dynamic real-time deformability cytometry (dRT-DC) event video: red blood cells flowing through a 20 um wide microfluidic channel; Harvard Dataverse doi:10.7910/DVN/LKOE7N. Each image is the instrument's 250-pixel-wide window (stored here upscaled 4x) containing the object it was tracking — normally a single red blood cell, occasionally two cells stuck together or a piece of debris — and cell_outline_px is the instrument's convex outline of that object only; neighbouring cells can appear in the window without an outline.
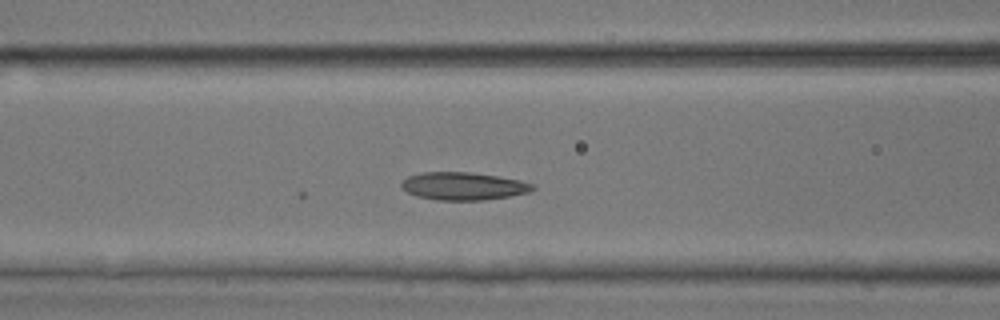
{"species": "common noctule bat (a hibernating species)", "species_latin": "Nyctalus noctula", "temperature_condition": "room temperature", "stored_images_in_passage": 18, "camera_frame_rate_fps": 3000, "um_per_image_px": 0.085, "animal": {"sex": "male", "body_mass_g": 17.9, "forearm_length_mm": 54.2}, "frame": {"image": 1, "passage_image": 18, "time_ms": 5.667, "image_size_px": [1000, 320], "cell_outline_px": [[536, 188], [528, 192], [508, 196], [484, 200], [436, 200], [416, 196], [400, 188], [400, 184], [408, 176], [420, 172], [472, 172], [500, 176], [520, 180], [536, 184]], "centroid_in_image_um": [39.39, 15.81], "position_along_channel_um": 127.2, "area_um2": 21.44}}